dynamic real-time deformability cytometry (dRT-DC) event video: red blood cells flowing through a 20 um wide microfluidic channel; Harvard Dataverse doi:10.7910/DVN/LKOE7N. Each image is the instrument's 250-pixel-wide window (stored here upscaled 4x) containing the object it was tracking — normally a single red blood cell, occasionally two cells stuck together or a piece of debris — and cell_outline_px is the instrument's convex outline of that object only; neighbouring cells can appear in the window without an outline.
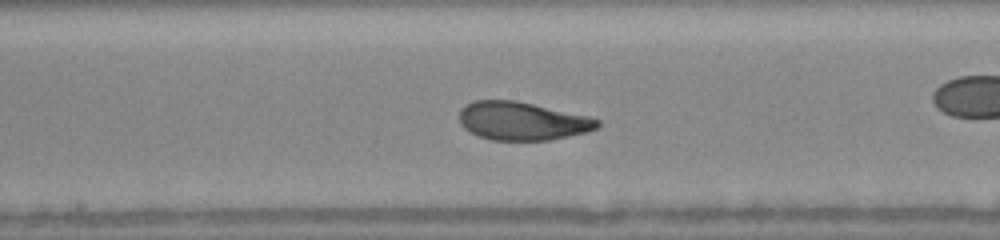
{"species": "human", "species_latin": "Homo sapiens", "temperature_condition": "warm", "stored_images_in_passage": 34, "camera_frame_rate_fps": 3000, "um_per_image_px": 0.085, "donor": {"sex": "female"}, "frame": {"image": 1, "passage_image": 25, "time_ms": 8.0, "image_size_px": [1000, 240], "cell_outline_px": [[600, 124], [596, 128], [588, 132], [548, 140], [492, 140], [480, 136], [464, 128], [460, 124], [460, 108], [472, 100], [516, 100], [592, 116], [600, 120]], "centroid_in_image_um": [44.42, 10.27], "position_along_channel_um": 203.8, "area_um2": 31.04}}